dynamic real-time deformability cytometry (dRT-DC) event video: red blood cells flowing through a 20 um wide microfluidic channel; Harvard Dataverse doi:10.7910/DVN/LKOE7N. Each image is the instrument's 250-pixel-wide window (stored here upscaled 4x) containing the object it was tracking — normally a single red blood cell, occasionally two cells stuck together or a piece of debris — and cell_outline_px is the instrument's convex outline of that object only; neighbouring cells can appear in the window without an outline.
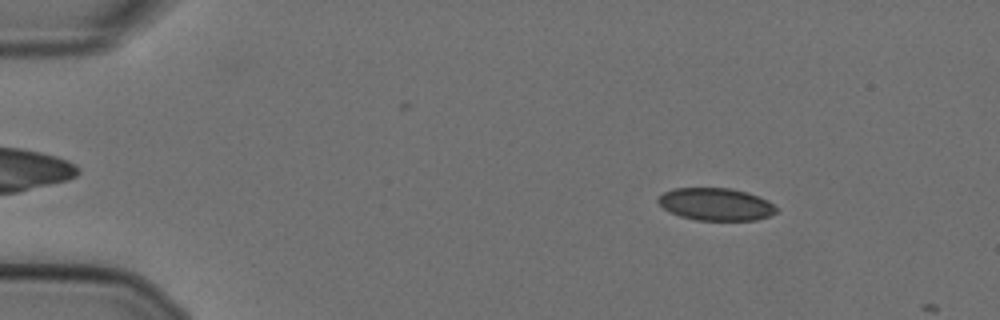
{"species": "Egyptian fruit bat (a non-hibernating species)", "species_latin": "Rousettus aegyptiacus", "temperature_condition": "cold", "stored_images_in_passage": 10, "camera_frame_rate_fps": 3000, "um_per_image_px": 0.085, "animal": {"sex": "female"}, "frame": {"image": 1, "passage_image": 8, "time_ms": 2.333, "image_size_px": [1000, 320], "cell_outline_px": [[776, 212], [768, 216], [756, 220], [696, 220], [680, 216], [664, 208], [656, 200], [664, 192], [672, 188], [732, 188], [748, 192], [768, 200], [776, 208]], "centroid_in_image_um": [60.85, 17.35], "position_along_channel_um": 24.2, "area_um2": 22.25}}